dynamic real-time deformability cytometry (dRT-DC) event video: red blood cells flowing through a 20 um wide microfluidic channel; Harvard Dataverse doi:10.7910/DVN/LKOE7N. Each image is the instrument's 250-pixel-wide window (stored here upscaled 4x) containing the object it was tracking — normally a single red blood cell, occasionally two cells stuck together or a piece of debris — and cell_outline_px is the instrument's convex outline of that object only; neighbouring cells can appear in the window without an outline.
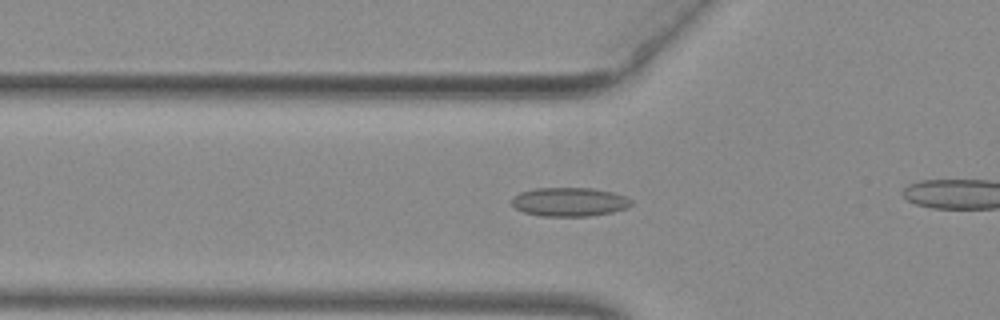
{"species": "common noctule bat (a hibernating species)", "species_latin": "Nyctalus noctula", "temperature_condition": "warm", "stored_images_in_passage": 45, "camera_frame_rate_fps": 3000, "um_per_image_px": 0.085, "animal": {"sex": "female", "body_mass_g": 29.2, "forearm_length_mm": 56.3}, "frame": {"image": 1, "passage_image": 20, "time_ms": 6.333, "image_size_px": [1000, 320], "cell_outline_px": [[632, 204], [628, 208], [612, 212], [592, 216], [540, 216], [524, 212], [516, 208], [512, 204], [512, 196], [520, 192], [536, 188], [592, 188], [612, 192], [624, 196], [632, 200]], "centroid_in_image_um": [48.4, 17.16], "position_along_channel_um": 77.4, "area_um2": 20.17}}
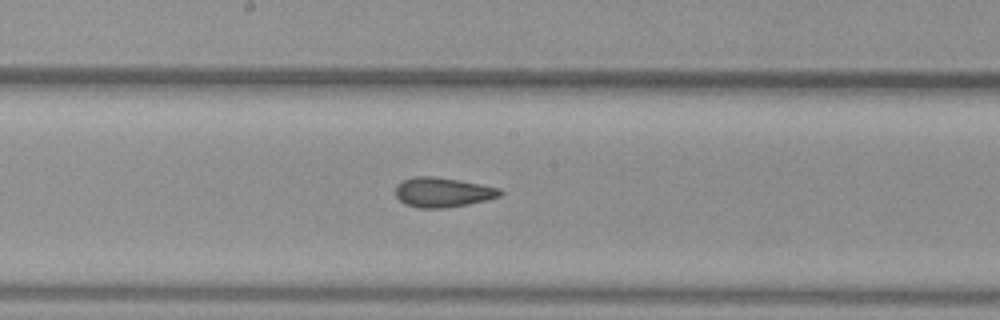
{"frame": {"image": 2, "passage_image": 30, "time_ms": 9.667, "image_size_px": [1000, 320], "cell_outline_px": [[504, 192], [500, 196], [488, 200], [468, 204], [444, 208], [420, 208], [404, 204], [396, 196], [396, 184], [412, 176], [436, 176], [460, 180], [500, 188]], "centroid_in_image_um": [37.64, 16.34], "position_along_channel_um": 210.6, "area_um2": 18.26}}
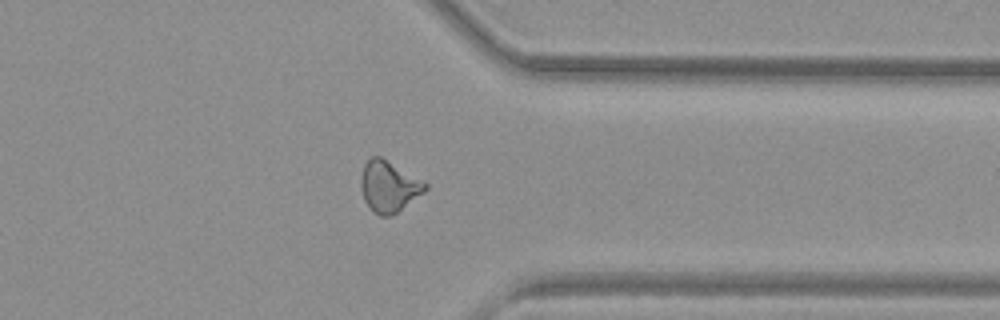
{"frame": {"image": 3, "passage_image": 43, "time_ms": 14.0, "image_size_px": [1000, 320], "cell_outline_px": [[428, 188], [424, 192], [396, 212], [388, 216], [380, 216], [372, 212], [368, 208], [364, 200], [360, 188], [360, 180], [364, 164], [372, 156], [380, 156], [428, 184]], "centroid_in_image_um": [33.0, 15.86], "position_along_channel_um": 378.4, "area_um2": 18.96}}